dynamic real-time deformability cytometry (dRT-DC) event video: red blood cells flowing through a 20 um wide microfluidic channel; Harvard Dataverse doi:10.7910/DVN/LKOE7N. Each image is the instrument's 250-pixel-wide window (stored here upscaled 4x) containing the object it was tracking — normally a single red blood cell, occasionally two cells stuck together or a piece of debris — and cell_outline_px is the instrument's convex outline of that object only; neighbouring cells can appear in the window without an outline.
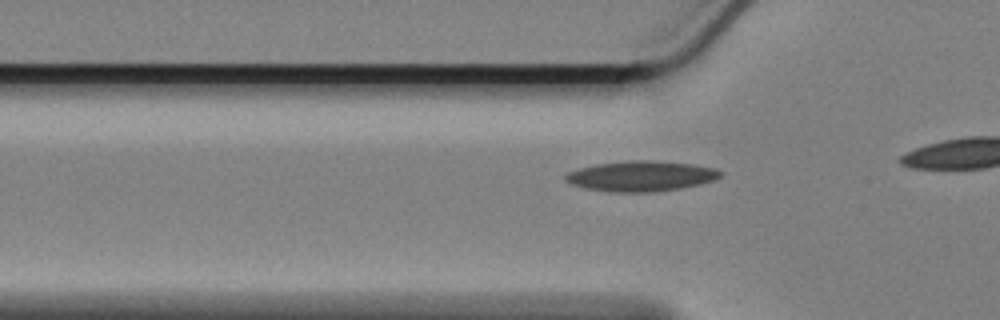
{"species": "Egyptian fruit bat (a non-hibernating species)", "species_latin": "Rousettus aegyptiacus", "temperature_condition": "cold", "stored_images_in_passage": 10, "camera_frame_rate_fps": 3000, "um_per_image_px": 0.085, "animal": {"sex": "female"}, "frame": {"image": 1, "passage_image": 4, "time_ms": 1.0, "image_size_px": [1000, 320], "cell_outline_px": [[724, 172], [720, 176], [712, 180], [700, 184], [680, 188], [656, 192], [608, 192], [584, 188], [572, 184], [564, 180], [564, 176], [568, 172], [580, 168], [596, 164], [628, 160], [652, 160], [692, 164], [716, 168]], "centroid_in_image_um": [54.48, 14.97], "position_along_channel_um": 71.3, "area_um2": 27.51}}
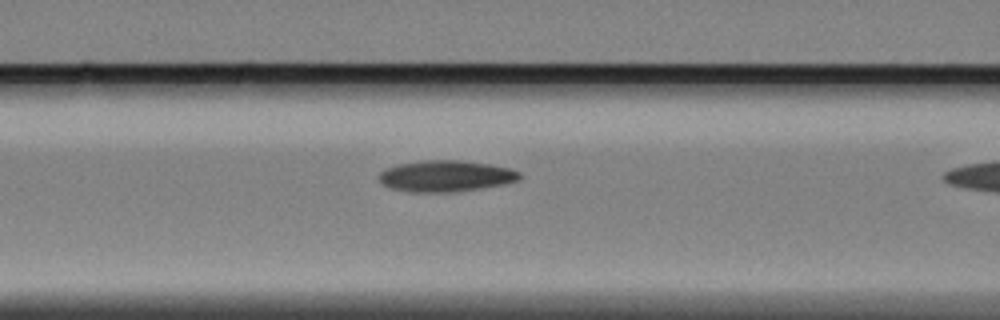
{"frame": {"image": 2, "passage_image": 9, "time_ms": 2.667, "image_size_px": [1000, 320], "cell_outline_px": [[520, 180], [504, 184], [456, 192], [408, 192], [392, 188], [384, 184], [380, 180], [380, 172], [384, 168], [400, 164], [424, 160], [460, 160], [488, 164], [508, 168], [520, 172]], "centroid_in_image_um": [37.9, 14.97], "position_along_channel_um": 128.7, "area_um2": 25.49}}